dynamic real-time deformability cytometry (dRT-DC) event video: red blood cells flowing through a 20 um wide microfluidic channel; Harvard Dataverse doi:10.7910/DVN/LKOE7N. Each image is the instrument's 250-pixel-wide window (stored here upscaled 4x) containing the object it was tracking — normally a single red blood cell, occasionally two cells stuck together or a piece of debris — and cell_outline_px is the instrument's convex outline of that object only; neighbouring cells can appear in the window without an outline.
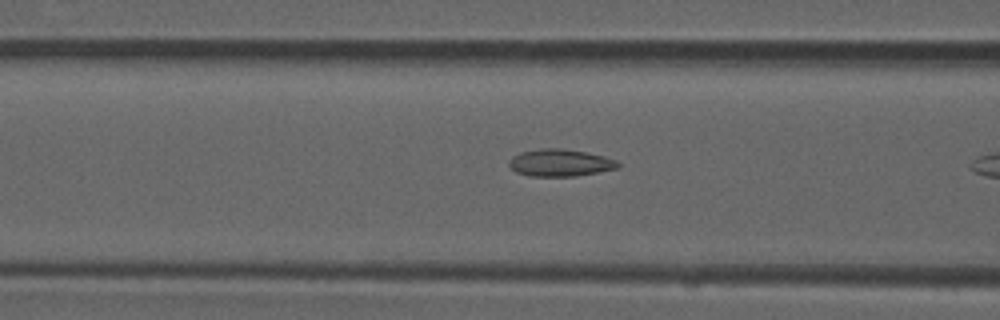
{"species": "common noctule bat (a hibernating species)", "species_latin": "Nyctalus noctula", "temperature_condition": "room temperature", "stored_images_in_passage": 8, "camera_frame_rate_fps": 3000, "um_per_image_px": 0.085, "animal": {"sex": "male", "forearm_length_mm": 52.5}, "frame": {"image": 1, "passage_image": 7, "time_ms": 2.0, "image_size_px": [1000, 320], "cell_outline_px": [[620, 168], [576, 176], [528, 176], [516, 172], [508, 164], [508, 160], [512, 156], [520, 152], [540, 148], [560, 148], [588, 152], [604, 156], [616, 160], [620, 164]], "centroid_in_image_um": [47.61, 13.83], "position_along_channel_um": 119.0, "area_um2": 17.46}}